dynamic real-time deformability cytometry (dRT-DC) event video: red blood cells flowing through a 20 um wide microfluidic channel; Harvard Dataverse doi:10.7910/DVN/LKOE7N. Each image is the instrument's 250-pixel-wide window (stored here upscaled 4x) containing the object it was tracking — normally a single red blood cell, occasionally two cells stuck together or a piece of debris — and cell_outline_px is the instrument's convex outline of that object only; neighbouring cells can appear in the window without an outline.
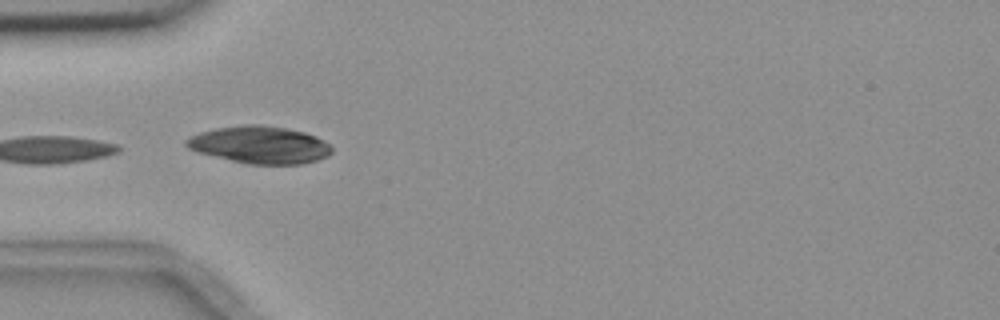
{"species": "common noctule bat (a hibernating species)", "species_latin": "Nyctalus noctula", "temperature_condition": "room temperature", "stored_images_in_passage": 10, "camera_frame_rate_fps": 3000, "um_per_image_px": 0.085, "animal": {"sex": "female", "body_mass_g": 18.4}, "frame": {"image": 1, "passage_image": 4, "time_ms": 4.0, "image_size_px": [1000, 320], "cell_outline_px": [[332, 152], [328, 156], [316, 160], [300, 164], [248, 164], [196, 152], [188, 148], [184, 144], [184, 140], [200, 132], [216, 128], [248, 124], [260, 124], [284, 128], [304, 132], [316, 136], [332, 144]], "centroid_in_image_um": [22.09, 12.31], "position_along_channel_um": 62.9, "area_um2": 31.67}}
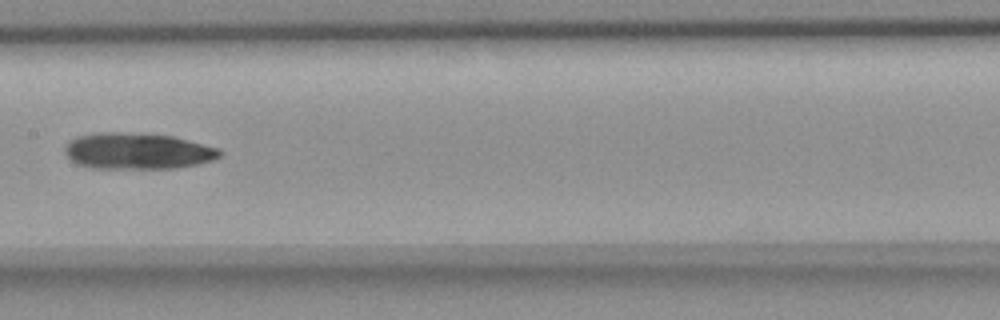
{"frame": {"image": 2, "passage_image": 7, "time_ms": 7.667, "image_size_px": [1000, 320], "cell_outline_px": [[224, 152], [220, 156], [212, 160], [196, 164], [172, 168], [88, 168], [76, 164], [64, 152], [64, 148], [76, 136], [96, 132], [124, 132], [172, 136], [220, 148]], "centroid_in_image_um": [11.67, 12.84], "position_along_channel_um": 195.7, "area_um2": 32.71}}
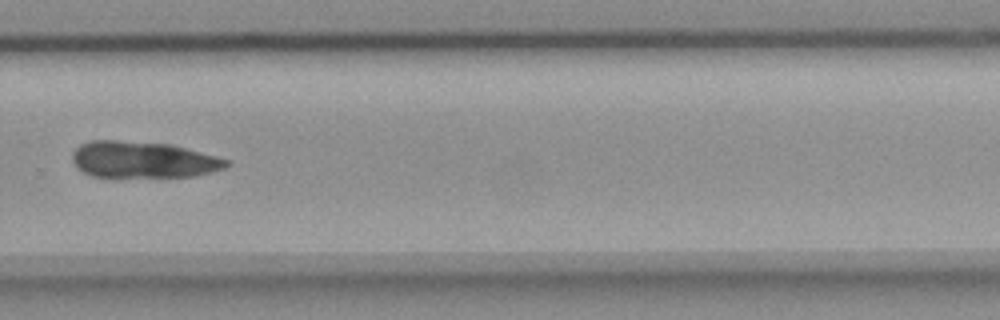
{"frame": {"image": 3, "passage_image": 10, "time_ms": 11.0, "image_size_px": [1000, 320], "cell_outline_px": [[232, 164], [224, 168], [196, 176], [112, 180], [92, 176], [76, 168], [72, 160], [72, 152], [80, 144], [92, 140], [116, 140], [168, 144], [232, 160]], "centroid_in_image_um": [12.12, 13.63], "position_along_channel_um": 317.7, "area_um2": 33.99}}